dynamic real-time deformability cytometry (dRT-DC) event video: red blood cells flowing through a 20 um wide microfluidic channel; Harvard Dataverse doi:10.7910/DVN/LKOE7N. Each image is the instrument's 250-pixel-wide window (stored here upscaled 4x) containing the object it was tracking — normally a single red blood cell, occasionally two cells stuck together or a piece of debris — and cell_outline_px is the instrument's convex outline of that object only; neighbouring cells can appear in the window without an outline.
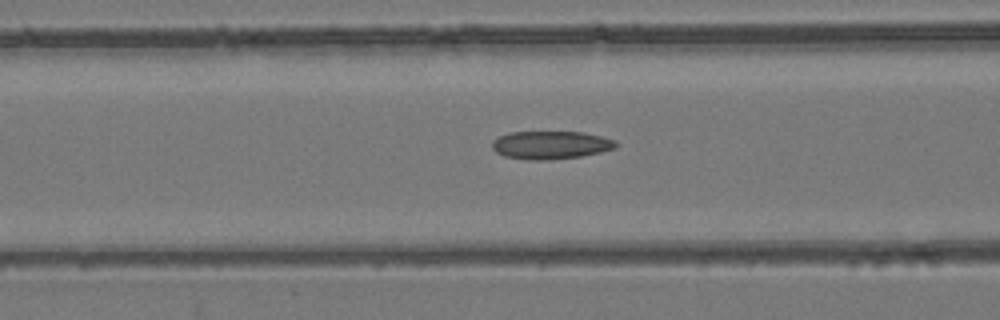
{"species": "common noctule bat (a hibernating species)", "species_latin": "Nyctalus noctula", "temperature_condition": "room temperature", "stored_images_in_passage": 54, "camera_frame_rate_fps": 3000, "um_per_image_px": 0.085, "animal": {"sex": "female", "body_mass_g": 24.6, "forearm_length_mm": 56.2}, "frame": {"image": 1, "passage_image": 22, "time_ms": 7.0, "image_size_px": [1000, 320], "cell_outline_px": [[620, 144], [616, 148], [600, 152], [580, 156], [548, 160], [532, 160], [504, 156], [496, 152], [492, 148], [492, 140], [508, 132], [580, 132], [600, 136], [616, 140]], "centroid_in_image_um": [46.81, 12.32], "position_along_channel_um": 119.8, "area_um2": 20.23}}
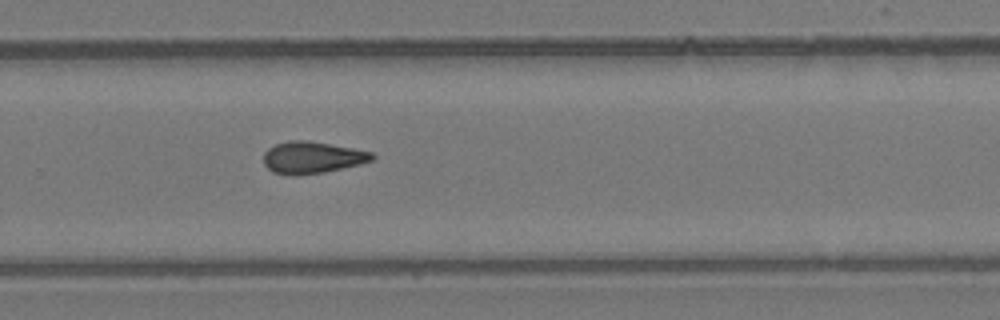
{"frame": {"image": 2, "passage_image": 36, "time_ms": 11.667, "image_size_px": [1000, 320], "cell_outline_px": [[376, 156], [372, 160], [360, 164], [324, 172], [296, 176], [288, 176], [272, 172], [264, 164], [264, 152], [268, 148], [276, 144], [288, 140], [308, 140], [352, 148], [372, 152]], "centroid_in_image_um": [26.5, 13.39], "position_along_channel_um": 303.3, "area_um2": 20.29}}
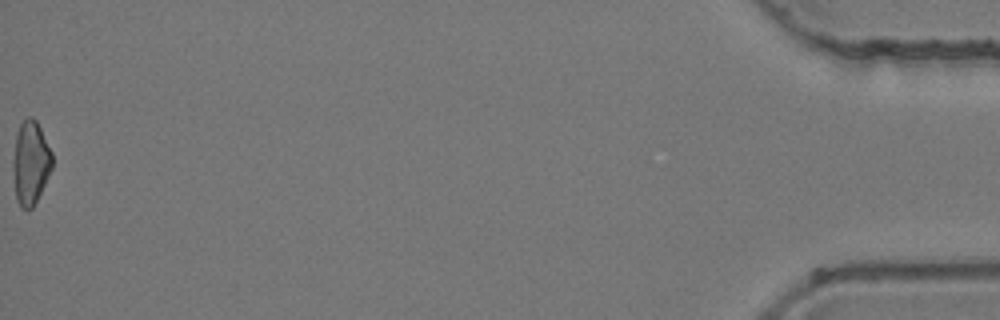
{"frame": {"image": 3, "passage_image": 54, "time_ms": 17.667, "image_size_px": [1000, 320], "cell_outline_px": [[52, 168], [32, 208], [20, 208], [16, 200], [12, 168], [12, 160], [16, 136], [20, 124], [28, 116], [32, 116], [36, 120], [52, 152]], "centroid_in_image_um": [2.58, 13.82], "position_along_channel_um": 432.6, "area_um2": 18.96}, "authors_computed_cell_mechanics": {"area_um2": 20.0855, "velocity_mm_per_s": 3.9404, "shape_relaxation_time_tau1_ms": null, "shape_relaxation_time_tau2_ms": 5.5787, "deformation_change_tau1": null, "deformation_change_tau2": 0.1341}}